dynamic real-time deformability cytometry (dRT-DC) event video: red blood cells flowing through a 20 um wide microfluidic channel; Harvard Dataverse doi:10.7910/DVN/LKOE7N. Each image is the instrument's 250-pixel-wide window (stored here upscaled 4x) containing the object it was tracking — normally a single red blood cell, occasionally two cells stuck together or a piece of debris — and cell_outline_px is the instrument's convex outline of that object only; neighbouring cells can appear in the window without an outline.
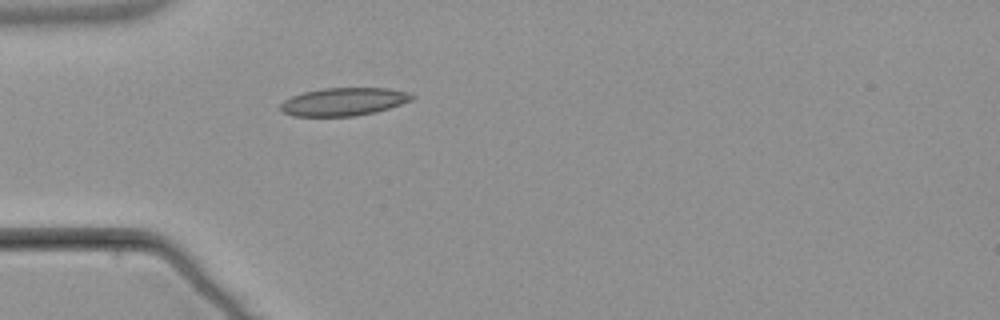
{"species": "common noctule bat (a hibernating species)", "species_latin": "Nyctalus noctula", "temperature_condition": "warm", "stored_images_in_passage": 5, "camera_frame_rate_fps": 3000, "um_per_image_px": 0.085, "animal": {"sex": "male", "body_mass_g": 21.5, "forearm_length_mm": 52.0}, "frame": {"image": 1, "passage_image": 5, "time_ms": 5.0, "image_size_px": [1000, 320], "cell_outline_px": [[416, 96], [412, 100], [376, 112], [356, 116], [292, 116], [284, 112], [280, 108], [280, 104], [284, 100], [292, 96], [304, 92], [324, 88], [388, 88], [408, 92]], "centroid_in_image_um": [29.22, 8.64], "position_along_channel_um": 55.8, "area_um2": 21.39}}